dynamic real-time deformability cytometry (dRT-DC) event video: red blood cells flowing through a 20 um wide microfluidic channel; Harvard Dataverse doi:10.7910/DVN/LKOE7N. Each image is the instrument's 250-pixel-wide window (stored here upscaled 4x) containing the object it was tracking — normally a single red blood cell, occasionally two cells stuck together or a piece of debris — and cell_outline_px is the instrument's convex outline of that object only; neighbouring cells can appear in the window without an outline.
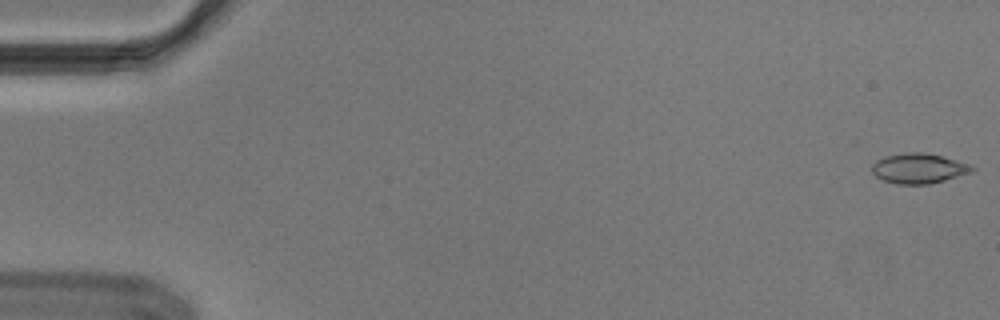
{"species": "Egyptian fruit bat (a non-hibernating species)", "species_latin": "Rousettus aegyptiacus", "temperature_condition": "cold", "stored_images_in_passage": 24, "camera_frame_rate_fps": 3000, "um_per_image_px": 0.085, "animal": {"sex": "male"}, "frame": {"image": 1, "passage_image": 1, "time_ms": 0.0, "image_size_px": [1000, 320], "cell_outline_px": [[976, 168], [972, 172], [944, 180], [928, 184], [896, 184], [884, 180], [876, 176], [872, 172], [872, 164], [876, 160], [884, 156], [904, 152], [920, 152], [940, 156], [956, 160], [968, 164]], "centroid_in_image_um": [78.06, 14.31], "position_along_channel_um": 6.9, "area_um2": 17.4}}
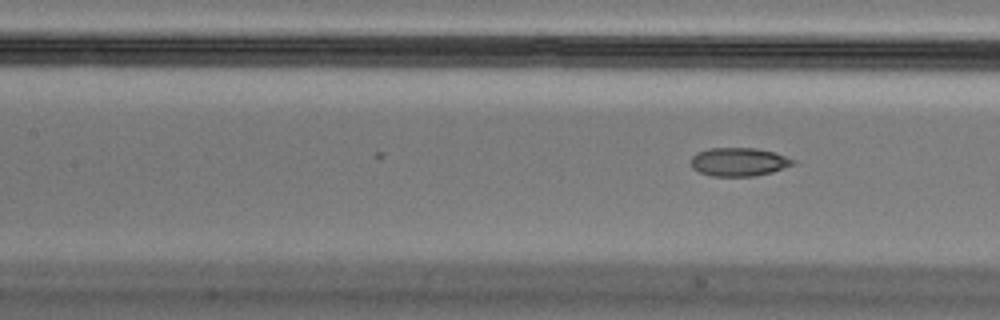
{"frame": {"image": 2, "passage_image": 24, "time_ms": 7.667, "image_size_px": [1000, 320], "cell_outline_px": [[796, 164], [772, 172], [756, 176], [712, 176], [700, 172], [692, 168], [692, 156], [696, 152], [708, 148], [756, 148], [776, 152], [796, 160]], "centroid_in_image_um": [62.84, 13.75], "position_along_channel_um": 144.6, "area_um2": 17.11}}